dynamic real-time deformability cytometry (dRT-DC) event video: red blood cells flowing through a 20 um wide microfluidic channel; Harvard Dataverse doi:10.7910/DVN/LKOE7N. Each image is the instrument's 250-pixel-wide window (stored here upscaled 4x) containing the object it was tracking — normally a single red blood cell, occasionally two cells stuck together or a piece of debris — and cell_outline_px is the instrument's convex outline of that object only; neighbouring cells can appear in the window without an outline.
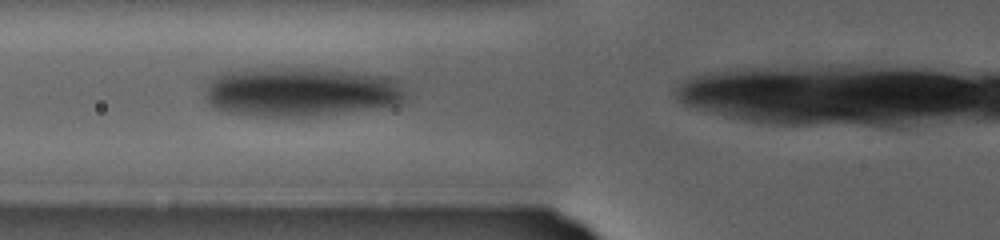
{"species": "human", "species_latin": "Homo sapiens", "temperature_condition": "warm", "stored_images_in_passage": 42, "camera_frame_rate_fps": 3000, "um_per_image_px": 0.085, "donor": {"sex": "female"}, "frame": {"image": 1, "passage_image": 14, "time_ms": 4.333, "image_size_px": [1000, 240], "cell_outline_px": [[404, 100], [396, 104], [376, 108], [316, 116], [256, 116], [228, 112], [216, 108], [208, 104], [204, 96], [208, 84], [220, 72], [244, 68], [328, 68], [388, 76], [396, 80], [404, 92]], "centroid_in_image_um": [25.53, 7.79], "position_along_channel_um": 100.3, "area_um2": 58.2}}
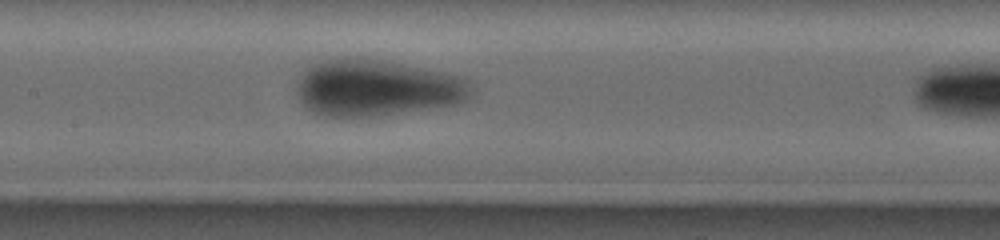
{"frame": {"image": 2, "passage_image": 24, "time_ms": 7.667, "image_size_px": [1000, 240], "cell_outline_px": [[476, 92], [472, 96], [464, 100], [452, 104], [372, 116], [320, 116], [304, 108], [296, 92], [304, 68], [324, 60], [344, 56], [376, 60], [400, 64], [444, 72], [464, 76], [468, 80]], "centroid_in_image_um": [32.0, 7.46], "position_along_channel_um": 175.4, "area_um2": 57.16}}
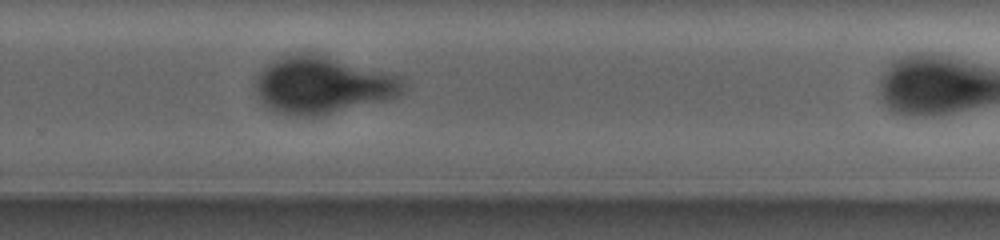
{"frame": {"image": 3, "passage_image": 41, "time_ms": 13.333, "image_size_px": [1000, 240], "cell_outline_px": [[408, 88], [404, 92], [396, 96], [384, 100], [324, 116], [292, 116], [276, 112], [268, 108], [256, 96], [256, 80], [260, 72], [268, 64], [284, 56], [300, 52], [312, 52], [392, 72]], "centroid_in_image_um": [27.43, 7.24], "position_along_channel_um": 302.4, "area_um2": 49.65}}